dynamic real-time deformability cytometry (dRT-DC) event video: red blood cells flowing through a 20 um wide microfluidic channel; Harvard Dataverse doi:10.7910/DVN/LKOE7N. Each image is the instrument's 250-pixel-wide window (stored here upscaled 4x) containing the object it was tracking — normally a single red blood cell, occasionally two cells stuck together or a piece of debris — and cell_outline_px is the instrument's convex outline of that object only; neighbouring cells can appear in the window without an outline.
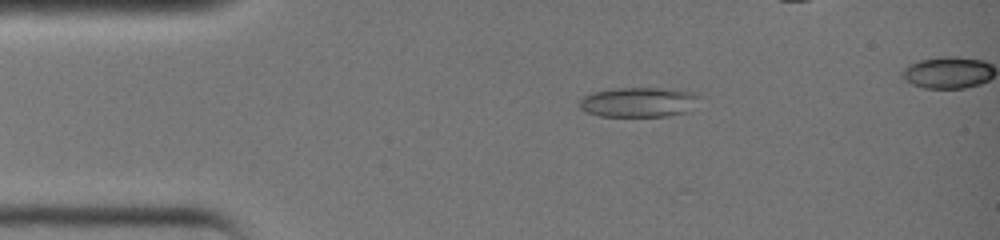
{"species": "common noctule bat (a hibernating species)", "species_latin": "Nyctalus noctula", "temperature_condition": "warm", "stored_images_in_passage": 14, "camera_frame_rate_fps": 3000, "um_per_image_px": 0.085, "animal": {"sex": "female", "body_mass_g": 19.0, "forearm_length_mm": 51.5}, "frame": {"image": 1, "passage_image": 8, "time_ms": 2.333, "image_size_px": [1000, 240], "cell_outline_px": [[696, 96], [684, 112], [664, 116], [600, 116], [588, 112], [580, 108], [580, 100], [584, 96], [596, 92], [620, 88], [652, 88], [684, 92]], "centroid_in_image_um": [54.1, 8.7], "position_along_channel_um": 30.9, "area_um2": 19.48}}